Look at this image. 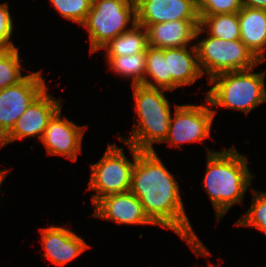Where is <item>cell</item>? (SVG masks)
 <instances>
[{
    "label": "cell",
    "instance_id": "cell-12",
    "mask_svg": "<svg viewBox=\"0 0 266 267\" xmlns=\"http://www.w3.org/2000/svg\"><path fill=\"white\" fill-rule=\"evenodd\" d=\"M136 24L147 27L175 20H200L195 0H135Z\"/></svg>",
    "mask_w": 266,
    "mask_h": 267
},
{
    "label": "cell",
    "instance_id": "cell-24",
    "mask_svg": "<svg viewBox=\"0 0 266 267\" xmlns=\"http://www.w3.org/2000/svg\"><path fill=\"white\" fill-rule=\"evenodd\" d=\"M57 12L65 19L79 23L86 20L93 0H50Z\"/></svg>",
    "mask_w": 266,
    "mask_h": 267
},
{
    "label": "cell",
    "instance_id": "cell-5",
    "mask_svg": "<svg viewBox=\"0 0 266 267\" xmlns=\"http://www.w3.org/2000/svg\"><path fill=\"white\" fill-rule=\"evenodd\" d=\"M128 23L132 26L128 27ZM135 24V0H93L82 24L89 34L90 54L101 50L110 40L129 31Z\"/></svg>",
    "mask_w": 266,
    "mask_h": 267
},
{
    "label": "cell",
    "instance_id": "cell-22",
    "mask_svg": "<svg viewBox=\"0 0 266 267\" xmlns=\"http://www.w3.org/2000/svg\"><path fill=\"white\" fill-rule=\"evenodd\" d=\"M18 47L4 49L0 53V90L21 81L26 75H22Z\"/></svg>",
    "mask_w": 266,
    "mask_h": 267
},
{
    "label": "cell",
    "instance_id": "cell-21",
    "mask_svg": "<svg viewBox=\"0 0 266 267\" xmlns=\"http://www.w3.org/2000/svg\"><path fill=\"white\" fill-rule=\"evenodd\" d=\"M109 68L123 78H132V85H144L146 52L134 55L106 56Z\"/></svg>",
    "mask_w": 266,
    "mask_h": 267
},
{
    "label": "cell",
    "instance_id": "cell-30",
    "mask_svg": "<svg viewBox=\"0 0 266 267\" xmlns=\"http://www.w3.org/2000/svg\"><path fill=\"white\" fill-rule=\"evenodd\" d=\"M206 267H219V266H213L212 263L210 262V265Z\"/></svg>",
    "mask_w": 266,
    "mask_h": 267
},
{
    "label": "cell",
    "instance_id": "cell-1",
    "mask_svg": "<svg viewBox=\"0 0 266 267\" xmlns=\"http://www.w3.org/2000/svg\"><path fill=\"white\" fill-rule=\"evenodd\" d=\"M178 185L155 150L137 155L130 191L140 199L146 216L154 225L178 234L197 256L211 255L192 229Z\"/></svg>",
    "mask_w": 266,
    "mask_h": 267
},
{
    "label": "cell",
    "instance_id": "cell-15",
    "mask_svg": "<svg viewBox=\"0 0 266 267\" xmlns=\"http://www.w3.org/2000/svg\"><path fill=\"white\" fill-rule=\"evenodd\" d=\"M200 20H175L148 25V45L155 48L170 49L189 46L195 40Z\"/></svg>",
    "mask_w": 266,
    "mask_h": 267
},
{
    "label": "cell",
    "instance_id": "cell-26",
    "mask_svg": "<svg viewBox=\"0 0 266 267\" xmlns=\"http://www.w3.org/2000/svg\"><path fill=\"white\" fill-rule=\"evenodd\" d=\"M8 3L0 4V44L5 49H13L16 46L10 41L13 31V20L10 15Z\"/></svg>",
    "mask_w": 266,
    "mask_h": 267
},
{
    "label": "cell",
    "instance_id": "cell-18",
    "mask_svg": "<svg viewBox=\"0 0 266 267\" xmlns=\"http://www.w3.org/2000/svg\"><path fill=\"white\" fill-rule=\"evenodd\" d=\"M200 24L195 39L202 32L222 40H239L240 28L237 13L229 14H199ZM207 30V31H206Z\"/></svg>",
    "mask_w": 266,
    "mask_h": 267
},
{
    "label": "cell",
    "instance_id": "cell-14",
    "mask_svg": "<svg viewBox=\"0 0 266 267\" xmlns=\"http://www.w3.org/2000/svg\"><path fill=\"white\" fill-rule=\"evenodd\" d=\"M39 230L42 246L46 251L43 256L55 265L64 267L90 247L82 237L68 228L52 225Z\"/></svg>",
    "mask_w": 266,
    "mask_h": 267
},
{
    "label": "cell",
    "instance_id": "cell-2",
    "mask_svg": "<svg viewBox=\"0 0 266 267\" xmlns=\"http://www.w3.org/2000/svg\"><path fill=\"white\" fill-rule=\"evenodd\" d=\"M207 152V167L202 186L219 220L234 204L243 201L253 176L248 168L247 156L239 153L235 147L220 152L207 148Z\"/></svg>",
    "mask_w": 266,
    "mask_h": 267
},
{
    "label": "cell",
    "instance_id": "cell-6",
    "mask_svg": "<svg viewBox=\"0 0 266 267\" xmlns=\"http://www.w3.org/2000/svg\"><path fill=\"white\" fill-rule=\"evenodd\" d=\"M126 146L132 153L133 162L124 155L122 147L108 144L103 157L91 164L88 188L97 192L91 197L93 205L104 196L130 191L132 170L141 151L132 145L126 144Z\"/></svg>",
    "mask_w": 266,
    "mask_h": 267
},
{
    "label": "cell",
    "instance_id": "cell-17",
    "mask_svg": "<svg viewBox=\"0 0 266 267\" xmlns=\"http://www.w3.org/2000/svg\"><path fill=\"white\" fill-rule=\"evenodd\" d=\"M190 51L186 47L165 49L168 75H172V91L193 84L203 76L199 67L195 44Z\"/></svg>",
    "mask_w": 266,
    "mask_h": 267
},
{
    "label": "cell",
    "instance_id": "cell-16",
    "mask_svg": "<svg viewBox=\"0 0 266 267\" xmlns=\"http://www.w3.org/2000/svg\"><path fill=\"white\" fill-rule=\"evenodd\" d=\"M240 40L260 61L266 60V10L243 6L238 12Z\"/></svg>",
    "mask_w": 266,
    "mask_h": 267
},
{
    "label": "cell",
    "instance_id": "cell-9",
    "mask_svg": "<svg viewBox=\"0 0 266 267\" xmlns=\"http://www.w3.org/2000/svg\"><path fill=\"white\" fill-rule=\"evenodd\" d=\"M215 112L204 105H175V114L171 117L164 142L175 148L185 142H202L210 136Z\"/></svg>",
    "mask_w": 266,
    "mask_h": 267
},
{
    "label": "cell",
    "instance_id": "cell-29",
    "mask_svg": "<svg viewBox=\"0 0 266 267\" xmlns=\"http://www.w3.org/2000/svg\"><path fill=\"white\" fill-rule=\"evenodd\" d=\"M5 48L0 44V53L4 50Z\"/></svg>",
    "mask_w": 266,
    "mask_h": 267
},
{
    "label": "cell",
    "instance_id": "cell-28",
    "mask_svg": "<svg viewBox=\"0 0 266 267\" xmlns=\"http://www.w3.org/2000/svg\"><path fill=\"white\" fill-rule=\"evenodd\" d=\"M7 171L8 170H0V186H1V184H2V182H3V180H4V178L7 176L6 174H7Z\"/></svg>",
    "mask_w": 266,
    "mask_h": 267
},
{
    "label": "cell",
    "instance_id": "cell-25",
    "mask_svg": "<svg viewBox=\"0 0 266 267\" xmlns=\"http://www.w3.org/2000/svg\"><path fill=\"white\" fill-rule=\"evenodd\" d=\"M198 14H229L241 10L242 0H195Z\"/></svg>",
    "mask_w": 266,
    "mask_h": 267
},
{
    "label": "cell",
    "instance_id": "cell-7",
    "mask_svg": "<svg viewBox=\"0 0 266 267\" xmlns=\"http://www.w3.org/2000/svg\"><path fill=\"white\" fill-rule=\"evenodd\" d=\"M195 47L199 67L208 80L223 72L248 70L262 63L240 39L222 40L207 34Z\"/></svg>",
    "mask_w": 266,
    "mask_h": 267
},
{
    "label": "cell",
    "instance_id": "cell-3",
    "mask_svg": "<svg viewBox=\"0 0 266 267\" xmlns=\"http://www.w3.org/2000/svg\"><path fill=\"white\" fill-rule=\"evenodd\" d=\"M132 88L137 123L129 138H118L137 150L154 151L153 144L162 143L166 139L171 121L170 103L163 93L167 90L143 84L132 85Z\"/></svg>",
    "mask_w": 266,
    "mask_h": 267
},
{
    "label": "cell",
    "instance_id": "cell-8",
    "mask_svg": "<svg viewBox=\"0 0 266 267\" xmlns=\"http://www.w3.org/2000/svg\"><path fill=\"white\" fill-rule=\"evenodd\" d=\"M46 87L45 80L38 71L27 74L18 83L0 90V141Z\"/></svg>",
    "mask_w": 266,
    "mask_h": 267
},
{
    "label": "cell",
    "instance_id": "cell-10",
    "mask_svg": "<svg viewBox=\"0 0 266 267\" xmlns=\"http://www.w3.org/2000/svg\"><path fill=\"white\" fill-rule=\"evenodd\" d=\"M60 100L50 95L46 87L16 121L12 130L0 141V147L26 137L37 136L41 140L49 121L62 108Z\"/></svg>",
    "mask_w": 266,
    "mask_h": 267
},
{
    "label": "cell",
    "instance_id": "cell-11",
    "mask_svg": "<svg viewBox=\"0 0 266 267\" xmlns=\"http://www.w3.org/2000/svg\"><path fill=\"white\" fill-rule=\"evenodd\" d=\"M61 109L49 121L40 140L50 155H61L75 162L82 151V138L86 126H77L66 117L61 118Z\"/></svg>",
    "mask_w": 266,
    "mask_h": 267
},
{
    "label": "cell",
    "instance_id": "cell-13",
    "mask_svg": "<svg viewBox=\"0 0 266 267\" xmlns=\"http://www.w3.org/2000/svg\"><path fill=\"white\" fill-rule=\"evenodd\" d=\"M92 217L111 220L118 225H154L146 216L140 199L131 191L110 194L94 204Z\"/></svg>",
    "mask_w": 266,
    "mask_h": 267
},
{
    "label": "cell",
    "instance_id": "cell-4",
    "mask_svg": "<svg viewBox=\"0 0 266 267\" xmlns=\"http://www.w3.org/2000/svg\"><path fill=\"white\" fill-rule=\"evenodd\" d=\"M254 68L223 72L209 79L213 85L206 92V103L216 107L235 109L248 114L266 102L265 71L252 73Z\"/></svg>",
    "mask_w": 266,
    "mask_h": 267
},
{
    "label": "cell",
    "instance_id": "cell-19",
    "mask_svg": "<svg viewBox=\"0 0 266 267\" xmlns=\"http://www.w3.org/2000/svg\"><path fill=\"white\" fill-rule=\"evenodd\" d=\"M148 46L145 27L135 24L129 31L110 40L101 49L106 50V56H124L146 52Z\"/></svg>",
    "mask_w": 266,
    "mask_h": 267
},
{
    "label": "cell",
    "instance_id": "cell-27",
    "mask_svg": "<svg viewBox=\"0 0 266 267\" xmlns=\"http://www.w3.org/2000/svg\"><path fill=\"white\" fill-rule=\"evenodd\" d=\"M242 6L266 10V0H242Z\"/></svg>",
    "mask_w": 266,
    "mask_h": 267
},
{
    "label": "cell",
    "instance_id": "cell-23",
    "mask_svg": "<svg viewBox=\"0 0 266 267\" xmlns=\"http://www.w3.org/2000/svg\"><path fill=\"white\" fill-rule=\"evenodd\" d=\"M252 191L251 207L245 215L236 221V225L243 227H253L266 234V192Z\"/></svg>",
    "mask_w": 266,
    "mask_h": 267
},
{
    "label": "cell",
    "instance_id": "cell-20",
    "mask_svg": "<svg viewBox=\"0 0 266 267\" xmlns=\"http://www.w3.org/2000/svg\"><path fill=\"white\" fill-rule=\"evenodd\" d=\"M148 77L152 79V82L148 80ZM144 85L172 91V75H168L165 49L148 46Z\"/></svg>",
    "mask_w": 266,
    "mask_h": 267
}]
</instances>
